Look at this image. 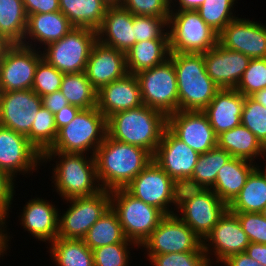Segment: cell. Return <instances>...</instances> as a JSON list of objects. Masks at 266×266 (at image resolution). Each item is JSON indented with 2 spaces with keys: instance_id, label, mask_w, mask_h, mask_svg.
<instances>
[{
  "instance_id": "1",
  "label": "cell",
  "mask_w": 266,
  "mask_h": 266,
  "mask_svg": "<svg viewBox=\"0 0 266 266\" xmlns=\"http://www.w3.org/2000/svg\"><path fill=\"white\" fill-rule=\"evenodd\" d=\"M101 189L125 188L153 161L145 149L114 140L106 135L94 154Z\"/></svg>"
},
{
  "instance_id": "2",
  "label": "cell",
  "mask_w": 266,
  "mask_h": 266,
  "mask_svg": "<svg viewBox=\"0 0 266 266\" xmlns=\"http://www.w3.org/2000/svg\"><path fill=\"white\" fill-rule=\"evenodd\" d=\"M166 128L167 116L144 104L115 113L107 119L110 138L141 147L152 156Z\"/></svg>"
},
{
  "instance_id": "3",
  "label": "cell",
  "mask_w": 266,
  "mask_h": 266,
  "mask_svg": "<svg viewBox=\"0 0 266 266\" xmlns=\"http://www.w3.org/2000/svg\"><path fill=\"white\" fill-rule=\"evenodd\" d=\"M178 86V111H203L219 87L206 72L203 53H170Z\"/></svg>"
},
{
  "instance_id": "4",
  "label": "cell",
  "mask_w": 266,
  "mask_h": 266,
  "mask_svg": "<svg viewBox=\"0 0 266 266\" xmlns=\"http://www.w3.org/2000/svg\"><path fill=\"white\" fill-rule=\"evenodd\" d=\"M55 158L60 161H55L56 165L53 166L52 183L55 186L52 187H56L55 191L64 201L92 196L102 190L97 180L94 155L89 157L87 153L45 152L42 163L46 164Z\"/></svg>"
},
{
  "instance_id": "5",
  "label": "cell",
  "mask_w": 266,
  "mask_h": 266,
  "mask_svg": "<svg viewBox=\"0 0 266 266\" xmlns=\"http://www.w3.org/2000/svg\"><path fill=\"white\" fill-rule=\"evenodd\" d=\"M107 135V118L97 109H81L75 118L58 130L57 138L46 152L94 155ZM92 151V152H91Z\"/></svg>"
},
{
  "instance_id": "6",
  "label": "cell",
  "mask_w": 266,
  "mask_h": 266,
  "mask_svg": "<svg viewBox=\"0 0 266 266\" xmlns=\"http://www.w3.org/2000/svg\"><path fill=\"white\" fill-rule=\"evenodd\" d=\"M228 206L212 189L180 186L175 213L203 241ZM181 215V216H180Z\"/></svg>"
},
{
  "instance_id": "7",
  "label": "cell",
  "mask_w": 266,
  "mask_h": 266,
  "mask_svg": "<svg viewBox=\"0 0 266 266\" xmlns=\"http://www.w3.org/2000/svg\"><path fill=\"white\" fill-rule=\"evenodd\" d=\"M110 196L111 208L117 214L126 238L139 247L166 216L160 209L133 197L124 188L111 190Z\"/></svg>"
},
{
  "instance_id": "8",
  "label": "cell",
  "mask_w": 266,
  "mask_h": 266,
  "mask_svg": "<svg viewBox=\"0 0 266 266\" xmlns=\"http://www.w3.org/2000/svg\"><path fill=\"white\" fill-rule=\"evenodd\" d=\"M168 27L171 53H205L218 44V33L197 11H171Z\"/></svg>"
},
{
  "instance_id": "9",
  "label": "cell",
  "mask_w": 266,
  "mask_h": 266,
  "mask_svg": "<svg viewBox=\"0 0 266 266\" xmlns=\"http://www.w3.org/2000/svg\"><path fill=\"white\" fill-rule=\"evenodd\" d=\"M96 41L97 31L73 27L61 39L43 47L42 57L64 74L83 72Z\"/></svg>"
},
{
  "instance_id": "10",
  "label": "cell",
  "mask_w": 266,
  "mask_h": 266,
  "mask_svg": "<svg viewBox=\"0 0 266 266\" xmlns=\"http://www.w3.org/2000/svg\"><path fill=\"white\" fill-rule=\"evenodd\" d=\"M144 105L166 116L178 111V86L173 61L163 63L136 74Z\"/></svg>"
},
{
  "instance_id": "11",
  "label": "cell",
  "mask_w": 266,
  "mask_h": 266,
  "mask_svg": "<svg viewBox=\"0 0 266 266\" xmlns=\"http://www.w3.org/2000/svg\"><path fill=\"white\" fill-rule=\"evenodd\" d=\"M180 186L154 161L148 164L124 189L133 197L160 209L165 215L175 214ZM172 210V211H171Z\"/></svg>"
},
{
  "instance_id": "12",
  "label": "cell",
  "mask_w": 266,
  "mask_h": 266,
  "mask_svg": "<svg viewBox=\"0 0 266 266\" xmlns=\"http://www.w3.org/2000/svg\"><path fill=\"white\" fill-rule=\"evenodd\" d=\"M70 202L67 211L59 215L58 237L66 239H83L88 230L111 207L110 190L102 189L97 194L76 197Z\"/></svg>"
},
{
  "instance_id": "13",
  "label": "cell",
  "mask_w": 266,
  "mask_h": 266,
  "mask_svg": "<svg viewBox=\"0 0 266 266\" xmlns=\"http://www.w3.org/2000/svg\"><path fill=\"white\" fill-rule=\"evenodd\" d=\"M147 255L204 251L202 241L177 215H166L140 246Z\"/></svg>"
},
{
  "instance_id": "14",
  "label": "cell",
  "mask_w": 266,
  "mask_h": 266,
  "mask_svg": "<svg viewBox=\"0 0 266 266\" xmlns=\"http://www.w3.org/2000/svg\"><path fill=\"white\" fill-rule=\"evenodd\" d=\"M22 44L10 45L0 61V92L32 89L41 51Z\"/></svg>"
},
{
  "instance_id": "15",
  "label": "cell",
  "mask_w": 266,
  "mask_h": 266,
  "mask_svg": "<svg viewBox=\"0 0 266 266\" xmlns=\"http://www.w3.org/2000/svg\"><path fill=\"white\" fill-rule=\"evenodd\" d=\"M42 164V154L30 143L27 137L0 125V170L13 180L17 173L28 175L38 170Z\"/></svg>"
},
{
  "instance_id": "16",
  "label": "cell",
  "mask_w": 266,
  "mask_h": 266,
  "mask_svg": "<svg viewBox=\"0 0 266 266\" xmlns=\"http://www.w3.org/2000/svg\"><path fill=\"white\" fill-rule=\"evenodd\" d=\"M250 243L237 216L227 209L202 241V246L211 266V263L214 264L210 259L211 254L214 253L215 263H221L234 254L245 252Z\"/></svg>"
},
{
  "instance_id": "17",
  "label": "cell",
  "mask_w": 266,
  "mask_h": 266,
  "mask_svg": "<svg viewBox=\"0 0 266 266\" xmlns=\"http://www.w3.org/2000/svg\"><path fill=\"white\" fill-rule=\"evenodd\" d=\"M199 155L166 128L153 154V161L179 186H184L192 176Z\"/></svg>"
},
{
  "instance_id": "18",
  "label": "cell",
  "mask_w": 266,
  "mask_h": 266,
  "mask_svg": "<svg viewBox=\"0 0 266 266\" xmlns=\"http://www.w3.org/2000/svg\"><path fill=\"white\" fill-rule=\"evenodd\" d=\"M218 43L251 59L266 58V25L237 17L218 34Z\"/></svg>"
},
{
  "instance_id": "19",
  "label": "cell",
  "mask_w": 266,
  "mask_h": 266,
  "mask_svg": "<svg viewBox=\"0 0 266 266\" xmlns=\"http://www.w3.org/2000/svg\"><path fill=\"white\" fill-rule=\"evenodd\" d=\"M167 128L199 154L217 146V135L202 111L179 110L167 116Z\"/></svg>"
},
{
  "instance_id": "20",
  "label": "cell",
  "mask_w": 266,
  "mask_h": 266,
  "mask_svg": "<svg viewBox=\"0 0 266 266\" xmlns=\"http://www.w3.org/2000/svg\"><path fill=\"white\" fill-rule=\"evenodd\" d=\"M41 107L32 89L0 92V125L27 136Z\"/></svg>"
},
{
  "instance_id": "21",
  "label": "cell",
  "mask_w": 266,
  "mask_h": 266,
  "mask_svg": "<svg viewBox=\"0 0 266 266\" xmlns=\"http://www.w3.org/2000/svg\"><path fill=\"white\" fill-rule=\"evenodd\" d=\"M203 54L206 72L219 89H235L251 60L219 43Z\"/></svg>"
},
{
  "instance_id": "22",
  "label": "cell",
  "mask_w": 266,
  "mask_h": 266,
  "mask_svg": "<svg viewBox=\"0 0 266 266\" xmlns=\"http://www.w3.org/2000/svg\"><path fill=\"white\" fill-rule=\"evenodd\" d=\"M128 73L126 54L113 47L102 44L98 40L93 44L86 64L85 74L98 91Z\"/></svg>"
},
{
  "instance_id": "23",
  "label": "cell",
  "mask_w": 266,
  "mask_h": 266,
  "mask_svg": "<svg viewBox=\"0 0 266 266\" xmlns=\"http://www.w3.org/2000/svg\"><path fill=\"white\" fill-rule=\"evenodd\" d=\"M141 105L143 102L136 74L127 73L97 91L96 107L107 119L115 113Z\"/></svg>"
},
{
  "instance_id": "24",
  "label": "cell",
  "mask_w": 266,
  "mask_h": 266,
  "mask_svg": "<svg viewBox=\"0 0 266 266\" xmlns=\"http://www.w3.org/2000/svg\"><path fill=\"white\" fill-rule=\"evenodd\" d=\"M47 199L31 198L23 208L21 223L26 231L40 241L52 243L58 237L59 209Z\"/></svg>"
},
{
  "instance_id": "25",
  "label": "cell",
  "mask_w": 266,
  "mask_h": 266,
  "mask_svg": "<svg viewBox=\"0 0 266 266\" xmlns=\"http://www.w3.org/2000/svg\"><path fill=\"white\" fill-rule=\"evenodd\" d=\"M97 40L126 54L136 43L133 14L121 5L108 6L102 24L97 29Z\"/></svg>"
},
{
  "instance_id": "26",
  "label": "cell",
  "mask_w": 266,
  "mask_h": 266,
  "mask_svg": "<svg viewBox=\"0 0 266 266\" xmlns=\"http://www.w3.org/2000/svg\"><path fill=\"white\" fill-rule=\"evenodd\" d=\"M245 96L236 89H219L209 105L202 111L218 136L241 125Z\"/></svg>"
},
{
  "instance_id": "27",
  "label": "cell",
  "mask_w": 266,
  "mask_h": 266,
  "mask_svg": "<svg viewBox=\"0 0 266 266\" xmlns=\"http://www.w3.org/2000/svg\"><path fill=\"white\" fill-rule=\"evenodd\" d=\"M72 28L68 18L61 11L28 15L22 45L36 49L35 43L38 42L45 47L61 39ZM32 40L35 42L34 46Z\"/></svg>"
},
{
  "instance_id": "28",
  "label": "cell",
  "mask_w": 266,
  "mask_h": 266,
  "mask_svg": "<svg viewBox=\"0 0 266 266\" xmlns=\"http://www.w3.org/2000/svg\"><path fill=\"white\" fill-rule=\"evenodd\" d=\"M255 161L232 157L217 173L214 193L228 206L244 187L247 177L257 166Z\"/></svg>"
},
{
  "instance_id": "29",
  "label": "cell",
  "mask_w": 266,
  "mask_h": 266,
  "mask_svg": "<svg viewBox=\"0 0 266 266\" xmlns=\"http://www.w3.org/2000/svg\"><path fill=\"white\" fill-rule=\"evenodd\" d=\"M169 39L136 42L126 53L128 73L137 74L157 66L170 57Z\"/></svg>"
},
{
  "instance_id": "30",
  "label": "cell",
  "mask_w": 266,
  "mask_h": 266,
  "mask_svg": "<svg viewBox=\"0 0 266 266\" xmlns=\"http://www.w3.org/2000/svg\"><path fill=\"white\" fill-rule=\"evenodd\" d=\"M217 146L232 157L250 162L258 156L262 158L266 152V148L256 136L242 124L218 135Z\"/></svg>"
},
{
  "instance_id": "31",
  "label": "cell",
  "mask_w": 266,
  "mask_h": 266,
  "mask_svg": "<svg viewBox=\"0 0 266 266\" xmlns=\"http://www.w3.org/2000/svg\"><path fill=\"white\" fill-rule=\"evenodd\" d=\"M107 9L108 5L103 0H60V11L77 28L97 31Z\"/></svg>"
},
{
  "instance_id": "32",
  "label": "cell",
  "mask_w": 266,
  "mask_h": 266,
  "mask_svg": "<svg viewBox=\"0 0 266 266\" xmlns=\"http://www.w3.org/2000/svg\"><path fill=\"white\" fill-rule=\"evenodd\" d=\"M256 166L247 177L244 187L228 205L232 213H261L266 207V177Z\"/></svg>"
},
{
  "instance_id": "33",
  "label": "cell",
  "mask_w": 266,
  "mask_h": 266,
  "mask_svg": "<svg viewBox=\"0 0 266 266\" xmlns=\"http://www.w3.org/2000/svg\"><path fill=\"white\" fill-rule=\"evenodd\" d=\"M232 158L218 146L199 155L192 176L184 185L190 188L211 189L216 181L218 171Z\"/></svg>"
},
{
  "instance_id": "34",
  "label": "cell",
  "mask_w": 266,
  "mask_h": 266,
  "mask_svg": "<svg viewBox=\"0 0 266 266\" xmlns=\"http://www.w3.org/2000/svg\"><path fill=\"white\" fill-rule=\"evenodd\" d=\"M83 240L90 250L115 243H134L126 238L117 214L111 207L88 230Z\"/></svg>"
},
{
  "instance_id": "35",
  "label": "cell",
  "mask_w": 266,
  "mask_h": 266,
  "mask_svg": "<svg viewBox=\"0 0 266 266\" xmlns=\"http://www.w3.org/2000/svg\"><path fill=\"white\" fill-rule=\"evenodd\" d=\"M23 0H0V36L9 44H22L27 27Z\"/></svg>"
},
{
  "instance_id": "36",
  "label": "cell",
  "mask_w": 266,
  "mask_h": 266,
  "mask_svg": "<svg viewBox=\"0 0 266 266\" xmlns=\"http://www.w3.org/2000/svg\"><path fill=\"white\" fill-rule=\"evenodd\" d=\"M50 254L57 266H94L92 250L83 239L57 237L50 245Z\"/></svg>"
},
{
  "instance_id": "37",
  "label": "cell",
  "mask_w": 266,
  "mask_h": 266,
  "mask_svg": "<svg viewBox=\"0 0 266 266\" xmlns=\"http://www.w3.org/2000/svg\"><path fill=\"white\" fill-rule=\"evenodd\" d=\"M60 91L70 105L89 109L97 105V90L88 80L85 71L64 74Z\"/></svg>"
},
{
  "instance_id": "38",
  "label": "cell",
  "mask_w": 266,
  "mask_h": 266,
  "mask_svg": "<svg viewBox=\"0 0 266 266\" xmlns=\"http://www.w3.org/2000/svg\"><path fill=\"white\" fill-rule=\"evenodd\" d=\"M57 134L54 114L42 106L37 112L30 133L26 136L27 139L43 155L52 147Z\"/></svg>"
},
{
  "instance_id": "39",
  "label": "cell",
  "mask_w": 266,
  "mask_h": 266,
  "mask_svg": "<svg viewBox=\"0 0 266 266\" xmlns=\"http://www.w3.org/2000/svg\"><path fill=\"white\" fill-rule=\"evenodd\" d=\"M236 1L205 0L197 12L205 23L219 34L228 23L237 18L232 12Z\"/></svg>"
},
{
  "instance_id": "40",
  "label": "cell",
  "mask_w": 266,
  "mask_h": 266,
  "mask_svg": "<svg viewBox=\"0 0 266 266\" xmlns=\"http://www.w3.org/2000/svg\"><path fill=\"white\" fill-rule=\"evenodd\" d=\"M241 124L249 129L266 148V107L252 96L245 97Z\"/></svg>"
},
{
  "instance_id": "41",
  "label": "cell",
  "mask_w": 266,
  "mask_h": 266,
  "mask_svg": "<svg viewBox=\"0 0 266 266\" xmlns=\"http://www.w3.org/2000/svg\"><path fill=\"white\" fill-rule=\"evenodd\" d=\"M266 88V58H252L235 88L245 97Z\"/></svg>"
},
{
  "instance_id": "42",
  "label": "cell",
  "mask_w": 266,
  "mask_h": 266,
  "mask_svg": "<svg viewBox=\"0 0 266 266\" xmlns=\"http://www.w3.org/2000/svg\"><path fill=\"white\" fill-rule=\"evenodd\" d=\"M168 20L169 18L133 15L136 42L151 39H169Z\"/></svg>"
},
{
  "instance_id": "43",
  "label": "cell",
  "mask_w": 266,
  "mask_h": 266,
  "mask_svg": "<svg viewBox=\"0 0 266 266\" xmlns=\"http://www.w3.org/2000/svg\"><path fill=\"white\" fill-rule=\"evenodd\" d=\"M131 245L140 248L136 243H115L93 249L94 266H129Z\"/></svg>"
},
{
  "instance_id": "44",
  "label": "cell",
  "mask_w": 266,
  "mask_h": 266,
  "mask_svg": "<svg viewBox=\"0 0 266 266\" xmlns=\"http://www.w3.org/2000/svg\"><path fill=\"white\" fill-rule=\"evenodd\" d=\"M64 73L42 59L35 70L32 90L40 97L60 90Z\"/></svg>"
},
{
  "instance_id": "45",
  "label": "cell",
  "mask_w": 266,
  "mask_h": 266,
  "mask_svg": "<svg viewBox=\"0 0 266 266\" xmlns=\"http://www.w3.org/2000/svg\"><path fill=\"white\" fill-rule=\"evenodd\" d=\"M153 266H210L205 251L146 255Z\"/></svg>"
},
{
  "instance_id": "46",
  "label": "cell",
  "mask_w": 266,
  "mask_h": 266,
  "mask_svg": "<svg viewBox=\"0 0 266 266\" xmlns=\"http://www.w3.org/2000/svg\"><path fill=\"white\" fill-rule=\"evenodd\" d=\"M122 7L133 15L169 18L171 0H123Z\"/></svg>"
},
{
  "instance_id": "47",
  "label": "cell",
  "mask_w": 266,
  "mask_h": 266,
  "mask_svg": "<svg viewBox=\"0 0 266 266\" xmlns=\"http://www.w3.org/2000/svg\"><path fill=\"white\" fill-rule=\"evenodd\" d=\"M251 243L266 245V219L261 213H234Z\"/></svg>"
},
{
  "instance_id": "48",
  "label": "cell",
  "mask_w": 266,
  "mask_h": 266,
  "mask_svg": "<svg viewBox=\"0 0 266 266\" xmlns=\"http://www.w3.org/2000/svg\"><path fill=\"white\" fill-rule=\"evenodd\" d=\"M15 180L0 170V218H8L15 195Z\"/></svg>"
},
{
  "instance_id": "49",
  "label": "cell",
  "mask_w": 266,
  "mask_h": 266,
  "mask_svg": "<svg viewBox=\"0 0 266 266\" xmlns=\"http://www.w3.org/2000/svg\"><path fill=\"white\" fill-rule=\"evenodd\" d=\"M28 15L60 11V0H23Z\"/></svg>"
},
{
  "instance_id": "50",
  "label": "cell",
  "mask_w": 266,
  "mask_h": 266,
  "mask_svg": "<svg viewBox=\"0 0 266 266\" xmlns=\"http://www.w3.org/2000/svg\"><path fill=\"white\" fill-rule=\"evenodd\" d=\"M41 99L42 106L53 114L59 112L62 108L69 105L67 99L64 97L60 90L42 96Z\"/></svg>"
},
{
  "instance_id": "51",
  "label": "cell",
  "mask_w": 266,
  "mask_h": 266,
  "mask_svg": "<svg viewBox=\"0 0 266 266\" xmlns=\"http://www.w3.org/2000/svg\"><path fill=\"white\" fill-rule=\"evenodd\" d=\"M80 110V108L69 104L55 113L54 118L57 130L68 125Z\"/></svg>"
},
{
  "instance_id": "52",
  "label": "cell",
  "mask_w": 266,
  "mask_h": 266,
  "mask_svg": "<svg viewBox=\"0 0 266 266\" xmlns=\"http://www.w3.org/2000/svg\"><path fill=\"white\" fill-rule=\"evenodd\" d=\"M222 263H224L225 266H263L249 257L245 252L234 254Z\"/></svg>"
},
{
  "instance_id": "53",
  "label": "cell",
  "mask_w": 266,
  "mask_h": 266,
  "mask_svg": "<svg viewBox=\"0 0 266 266\" xmlns=\"http://www.w3.org/2000/svg\"><path fill=\"white\" fill-rule=\"evenodd\" d=\"M245 253L256 260L259 264L266 266V245L260 243H250Z\"/></svg>"
},
{
  "instance_id": "54",
  "label": "cell",
  "mask_w": 266,
  "mask_h": 266,
  "mask_svg": "<svg viewBox=\"0 0 266 266\" xmlns=\"http://www.w3.org/2000/svg\"><path fill=\"white\" fill-rule=\"evenodd\" d=\"M205 0H177L176 2L179 4H176L171 0V4L177 6V9L175 10L171 5V11H181V10H190V11H197L198 8L204 3ZM174 9V10H173Z\"/></svg>"
},
{
  "instance_id": "55",
  "label": "cell",
  "mask_w": 266,
  "mask_h": 266,
  "mask_svg": "<svg viewBox=\"0 0 266 266\" xmlns=\"http://www.w3.org/2000/svg\"><path fill=\"white\" fill-rule=\"evenodd\" d=\"M7 219L0 218V257L4 256L3 254H6L7 249H8V241L11 238L8 236V232H6V223L5 222ZM6 228V229H5Z\"/></svg>"
},
{
  "instance_id": "56",
  "label": "cell",
  "mask_w": 266,
  "mask_h": 266,
  "mask_svg": "<svg viewBox=\"0 0 266 266\" xmlns=\"http://www.w3.org/2000/svg\"><path fill=\"white\" fill-rule=\"evenodd\" d=\"M256 101H258L261 105L266 107V88L261 91L256 92L252 96Z\"/></svg>"
},
{
  "instance_id": "57",
  "label": "cell",
  "mask_w": 266,
  "mask_h": 266,
  "mask_svg": "<svg viewBox=\"0 0 266 266\" xmlns=\"http://www.w3.org/2000/svg\"><path fill=\"white\" fill-rule=\"evenodd\" d=\"M11 44H9L4 38H2L0 36V61L3 58V55L6 51V49L10 46Z\"/></svg>"
},
{
  "instance_id": "58",
  "label": "cell",
  "mask_w": 266,
  "mask_h": 266,
  "mask_svg": "<svg viewBox=\"0 0 266 266\" xmlns=\"http://www.w3.org/2000/svg\"><path fill=\"white\" fill-rule=\"evenodd\" d=\"M108 6L121 5L123 0H103Z\"/></svg>"
},
{
  "instance_id": "59",
  "label": "cell",
  "mask_w": 266,
  "mask_h": 266,
  "mask_svg": "<svg viewBox=\"0 0 266 266\" xmlns=\"http://www.w3.org/2000/svg\"><path fill=\"white\" fill-rule=\"evenodd\" d=\"M264 157H265V161H266V152H265V155H263V159H264ZM261 172H262V173L265 175V177H266V163H265V167H264V169H262Z\"/></svg>"
},
{
  "instance_id": "60",
  "label": "cell",
  "mask_w": 266,
  "mask_h": 266,
  "mask_svg": "<svg viewBox=\"0 0 266 266\" xmlns=\"http://www.w3.org/2000/svg\"><path fill=\"white\" fill-rule=\"evenodd\" d=\"M261 214H262L263 217L266 219V207L262 210Z\"/></svg>"
}]
</instances>
